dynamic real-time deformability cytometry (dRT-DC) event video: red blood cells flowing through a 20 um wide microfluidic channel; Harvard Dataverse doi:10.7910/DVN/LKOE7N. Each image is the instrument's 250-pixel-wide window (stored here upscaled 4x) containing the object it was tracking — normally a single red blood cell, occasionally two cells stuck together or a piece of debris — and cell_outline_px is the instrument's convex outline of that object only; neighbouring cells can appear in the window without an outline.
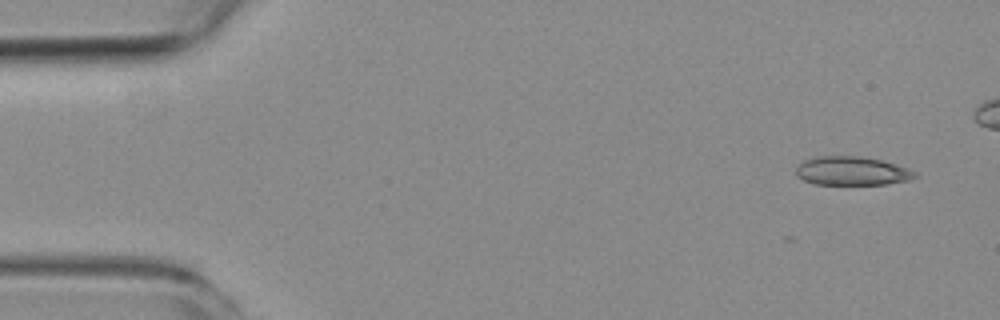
{"species": "common noctule bat (a hibernating species)", "species_latin": "Nyctalus noctula", "temperature_condition": "room temperature", "stored_images_in_passage": 5, "segment_of_instrument_passage": [2, 2], "camera_frame_rate_fps": 3000, "um_per_image_px": 0.085, "animal": {"sex": "female", "body_mass_g": 19.3, "forearm_length_mm": 54.1}, "frame": {"image": 1, "passage_image": 5, "time_ms": 6.0, "image_size_px": [1000, 320], "cell_outline_px": [[920, 176], [912, 180], [888, 184], [816, 184], [804, 180], [796, 176], [796, 168], [804, 160], [816, 156], [860, 156], [884, 160], [908, 168], [916, 172]], "centroid_in_image_um": [72.47, 14.53], "position_along_channel_um": 12.5, "area_um2": 20.17}}